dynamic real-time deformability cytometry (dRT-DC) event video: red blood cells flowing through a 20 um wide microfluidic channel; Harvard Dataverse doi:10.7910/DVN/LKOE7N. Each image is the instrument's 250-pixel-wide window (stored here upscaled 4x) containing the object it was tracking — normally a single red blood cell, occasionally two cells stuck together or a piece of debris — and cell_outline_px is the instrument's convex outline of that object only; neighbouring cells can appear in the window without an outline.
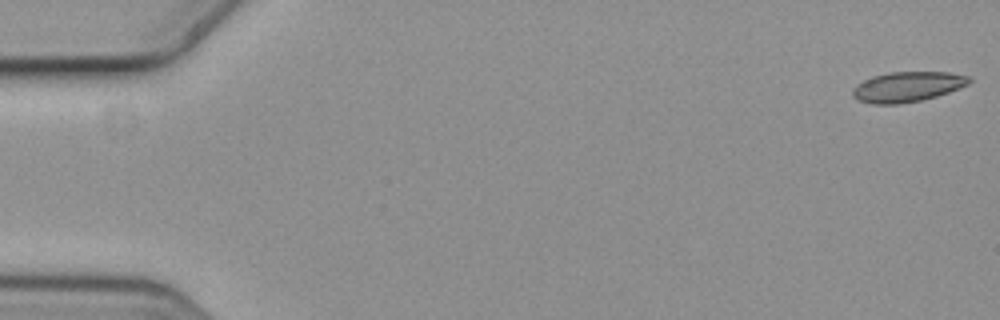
{"species": "common noctule bat (a hibernating species)", "species_latin": "Nyctalus noctula", "temperature_condition": "cold", "stored_images_in_passage": 6, "camera_frame_rate_fps": 3000, "um_per_image_px": 0.085, "animal": {"sex": "female", "body_mass_g": 19.3, "forearm_length_mm": 54.1}, "frame": {"image": 1, "passage_image": 1, "time_ms": 0.0, "image_size_px": [1000, 320], "cell_outline_px": [[972, 80], [968, 84], [960, 88], [936, 96], [920, 100], [900, 104], [872, 104], [856, 100], [852, 96], [852, 88], [856, 84], [872, 76], [888, 72], [948, 72], [972, 76]], "centroid_in_image_um": [77.11, 7.37], "position_along_channel_um": 7.9, "area_um2": 20.69}}
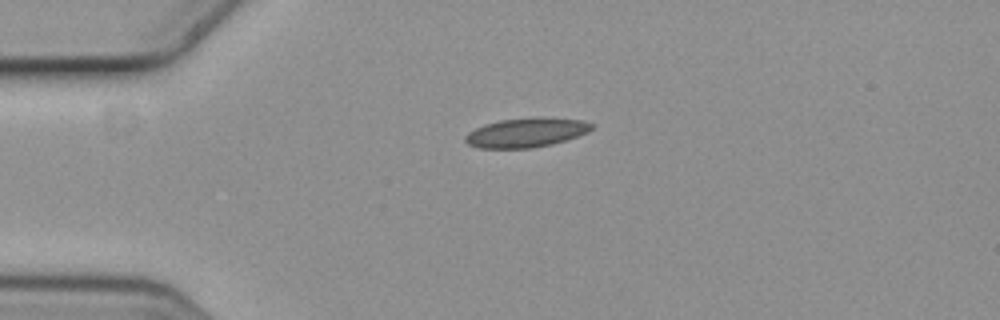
{"frame": {"image": 2, "passage_image": 4, "time_ms": 1.0, "image_size_px": [1000, 320], "cell_outline_px": [[596, 124], [588, 132], [552, 144], [532, 148], [480, 148], [468, 144], [464, 140], [464, 136], [468, 132], [484, 124], [500, 120], [536, 116], [580, 120]], "centroid_in_image_um": [44.71, 11.26], "position_along_channel_um": 40.3, "area_um2": 21.68}}
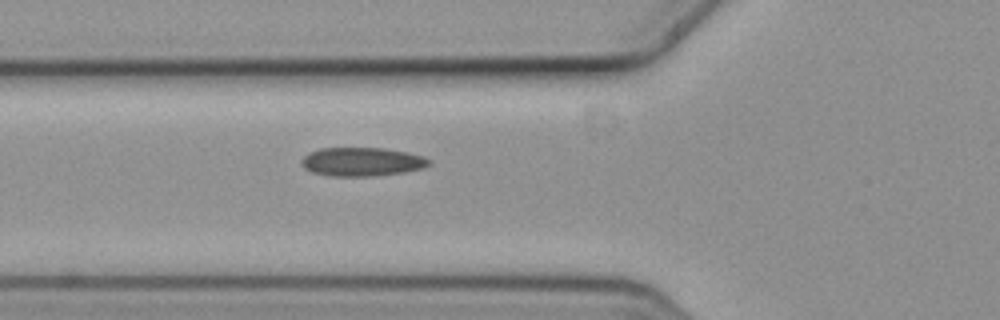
{"frame": {"image": 3, "passage_image": 6, "time_ms": 1.667, "image_size_px": [1000, 320], "cell_outline_px": [[432, 164], [424, 168], [404, 172], [372, 176], [332, 176], [312, 172], [304, 168], [300, 164], [300, 160], [304, 156], [320, 148], [384, 148], [408, 152], [424, 156], [432, 160]], "centroid_in_image_um": [30.81, 13.75], "position_along_channel_um": 95.0, "area_um2": 21.5}}